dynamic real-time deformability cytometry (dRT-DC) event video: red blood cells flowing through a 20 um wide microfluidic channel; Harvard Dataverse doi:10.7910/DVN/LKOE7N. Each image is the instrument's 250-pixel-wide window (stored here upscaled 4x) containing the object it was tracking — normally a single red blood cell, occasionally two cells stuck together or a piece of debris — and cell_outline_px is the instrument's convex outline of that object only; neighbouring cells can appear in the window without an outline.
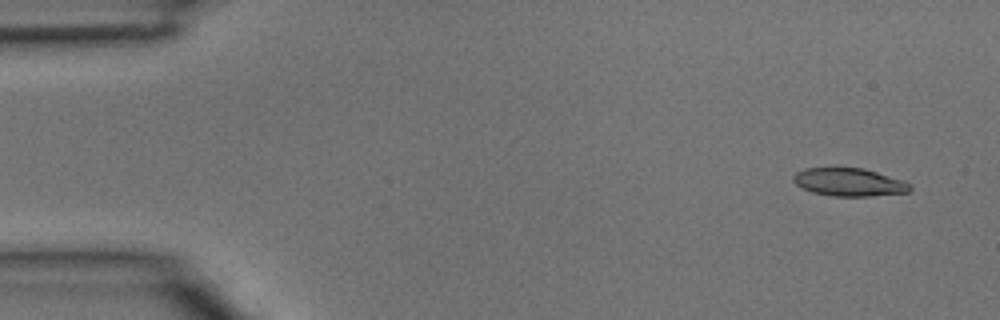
{"species": "common noctule bat (a hibernating species)", "species_latin": "Nyctalus noctula", "temperature_condition": "room temperature", "stored_images_in_passage": 3, "camera_frame_rate_fps": 3000, "um_per_image_px": 0.085, "animal": {"sex": "male", "body_mass_g": 15.6}, "frame": {"image": 1, "passage_image": 1, "time_ms": 0.0, "image_size_px": [1000, 320], "cell_outline_px": [[912, 188], [908, 192], [868, 196], [832, 196], [812, 192], [796, 184], [792, 180], [792, 176], [796, 172], [804, 168], [864, 168], [904, 180], [912, 184]], "centroid_in_image_um": [72.19, 15.48], "position_along_channel_um": 12.8, "area_um2": 19.07}}